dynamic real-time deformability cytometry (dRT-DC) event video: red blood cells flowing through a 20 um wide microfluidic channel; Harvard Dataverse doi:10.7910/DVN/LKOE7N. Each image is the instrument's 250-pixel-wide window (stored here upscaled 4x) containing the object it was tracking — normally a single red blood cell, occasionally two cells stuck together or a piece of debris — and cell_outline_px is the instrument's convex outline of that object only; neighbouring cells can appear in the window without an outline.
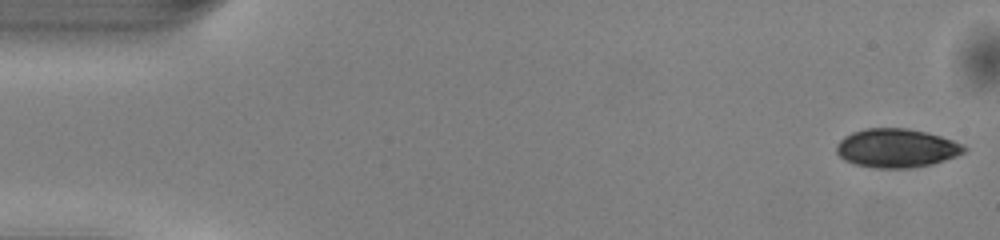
{"species": "common noctule bat (a hibernating species)", "species_latin": "Nyctalus noctula", "temperature_condition": "warm", "stored_images_in_passage": 49, "camera_frame_rate_fps": 3000, "um_per_image_px": 0.085, "animal": {"sex": "male", "body_mass_g": 13.0, "forearm_length_mm": 53.1}, "frame": {"image": 1, "passage_image": 1, "time_ms": 0.0, "image_size_px": [1000, 240], "cell_outline_px": [[968, 148], [964, 152], [956, 156], [932, 164], [912, 168], [872, 168], [856, 164], [844, 160], [836, 152], [836, 144], [844, 136], [852, 132], [864, 128], [908, 128], [940, 136], [964, 144]], "centroid_in_image_um": [76.19, 12.59], "position_along_channel_um": 8.8, "area_um2": 28.96}}
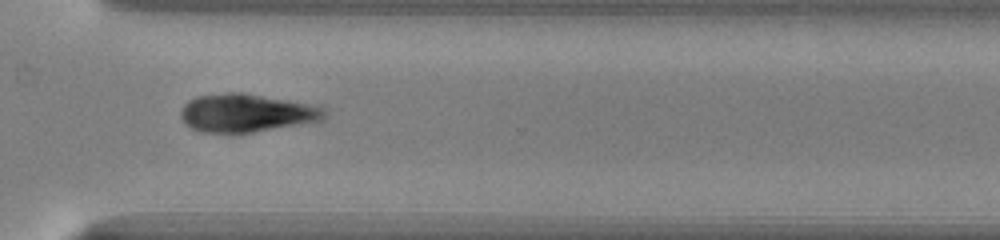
{"frame": {"image": 2, "passage_image": 36, "time_ms": 11.667, "image_size_px": [1000, 240], "cell_outline_px": [[328, 112], [324, 120], [236, 136], [200, 132], [192, 128], [180, 116], [180, 112], [184, 104], [188, 100], [196, 96], [228, 92], [244, 92], [320, 104]], "centroid_in_image_um": [21.02, 9.62], "position_along_channel_um": 349.6, "area_um2": 33.52}}
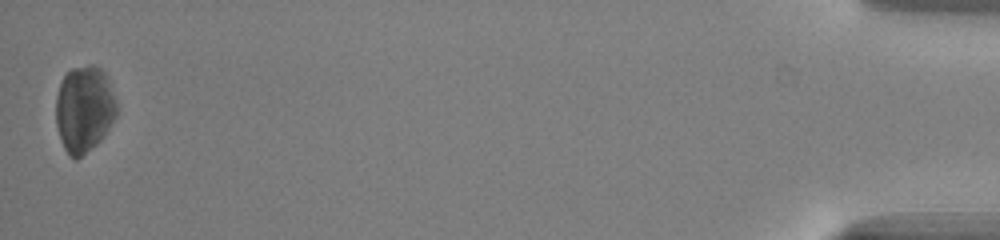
{"frame": {"image": 3, "passage_image": 49, "time_ms": 16.0, "image_size_px": [1000, 240], "cell_outline_px": [[116, 116], [104, 136], [96, 144], [76, 160], [68, 156], [60, 140], [56, 124], [56, 96], [60, 84], [64, 76], [72, 68], [88, 64], [92, 64], [100, 68], [108, 76], [116, 104]], "centroid_in_image_um": [7.15, 9.26], "position_along_channel_um": 428.1, "area_um2": 30.75}}